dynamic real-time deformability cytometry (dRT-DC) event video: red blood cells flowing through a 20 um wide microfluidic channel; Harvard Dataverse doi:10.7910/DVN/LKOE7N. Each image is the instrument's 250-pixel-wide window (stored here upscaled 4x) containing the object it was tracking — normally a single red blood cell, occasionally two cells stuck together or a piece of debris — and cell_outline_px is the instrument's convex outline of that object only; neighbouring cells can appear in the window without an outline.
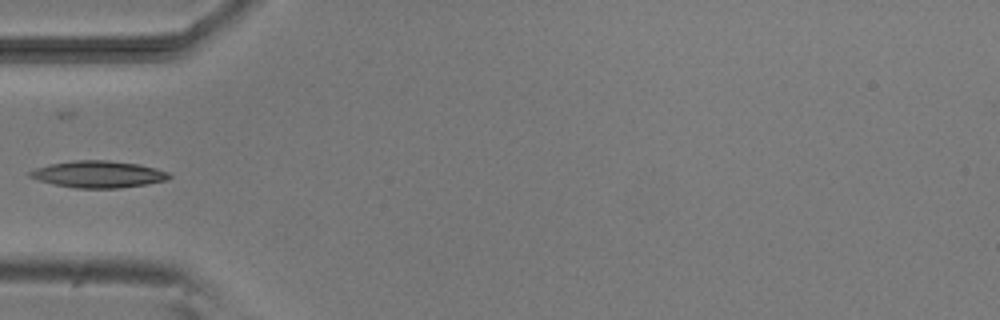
{"species": "common noctule bat (a hibernating species)", "species_latin": "Nyctalus noctula", "temperature_condition": "room temperature", "stored_images_in_passage": 7, "camera_frame_rate_fps": 3000, "um_per_image_px": 0.085, "animal": {"sex": "male", "body_mass_g": 20.5, "forearm_length_mm": 52.5}, "frame": {"image": 1, "passage_image": 4, "time_ms": 3.667, "image_size_px": [1000, 320], "cell_outline_px": [[172, 176], [168, 180], [148, 184], [120, 188], [76, 188], [56, 184], [40, 180], [28, 176], [28, 172], [36, 168], [52, 164], [72, 160], [108, 160], [140, 164], [156, 168], [168, 172]], "centroid_in_image_um": [8.42, 14.81], "position_along_channel_um": 76.6, "area_um2": 21.73}}
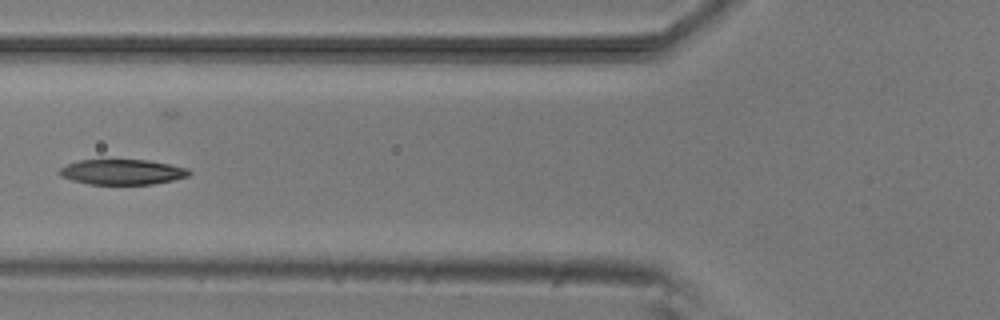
{"frame": {"image": 2, "passage_image": 5, "time_ms": 4.667, "image_size_px": [1000, 320], "cell_outline_px": [[192, 172], [188, 176], [172, 180], [152, 184], [88, 184], [72, 180], [60, 176], [56, 172], [60, 168], [68, 164], [80, 160], [148, 160], [188, 168]], "centroid_in_image_um": [10.37, 14.62], "position_along_channel_um": 115.4, "area_um2": 19.02}}